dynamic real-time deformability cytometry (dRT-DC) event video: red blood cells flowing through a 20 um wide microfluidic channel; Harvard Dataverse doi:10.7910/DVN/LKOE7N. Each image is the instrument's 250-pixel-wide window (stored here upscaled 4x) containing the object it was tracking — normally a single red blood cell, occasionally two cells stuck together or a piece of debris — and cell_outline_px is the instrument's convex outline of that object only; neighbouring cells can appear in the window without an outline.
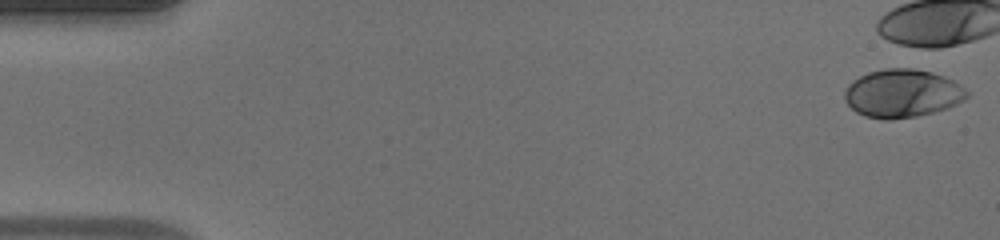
{"species": "human", "species_latin": "Homo sapiens", "temperature_condition": "warm", "stored_images_in_passage": 6, "camera_frame_rate_fps": 3000, "um_per_image_px": 0.085, "donor": {"sex": "male"}, "frame": {"image": 1, "passage_image": 1, "time_ms": 0.0, "image_size_px": [1000, 240], "cell_outline_px": [[968, 96], [964, 100], [948, 108], [916, 116], [892, 120], [884, 120], [864, 116], [856, 112], [844, 100], [844, 92], [848, 84], [852, 80], [868, 72], [884, 68], [912, 68], [932, 72], [944, 76], [960, 84], [968, 92]], "centroid_in_image_um": [76.67, 7.94], "position_along_channel_um": 8.3, "area_um2": 34.56}}